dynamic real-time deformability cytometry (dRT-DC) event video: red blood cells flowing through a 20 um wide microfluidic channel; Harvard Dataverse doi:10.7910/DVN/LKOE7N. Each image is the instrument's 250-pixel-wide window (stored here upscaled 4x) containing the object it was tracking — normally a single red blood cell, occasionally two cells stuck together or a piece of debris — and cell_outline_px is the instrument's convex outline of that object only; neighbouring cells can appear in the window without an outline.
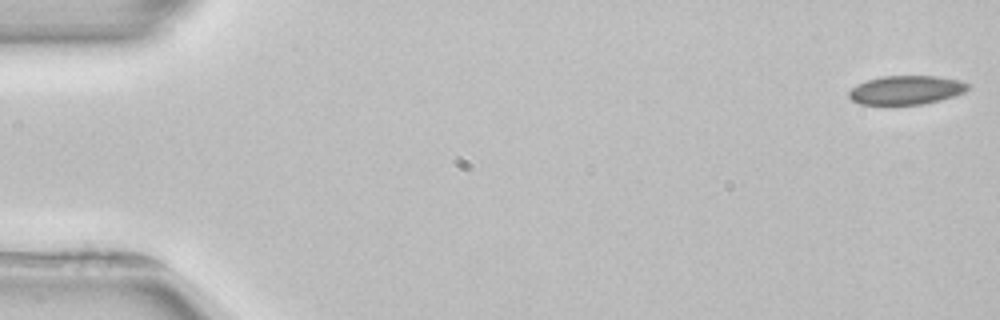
{"species": "common noctule bat (a hibernating species)", "species_latin": "Nyctalus noctula", "temperature_condition": "room temperature", "stored_images_in_passage": 4, "camera_frame_rate_fps": 3000, "um_per_image_px": 0.085, "animal": {"sex": "female", "body_mass_g": 22.7, "forearm_length_mm": 54.2}, "frame": {"image": 1, "passage_image": 1, "time_ms": 0.0, "image_size_px": [1000, 320], "cell_outline_px": [[968, 88], [964, 92], [940, 100], [924, 104], [860, 104], [852, 100], [848, 96], [848, 92], [856, 84], [868, 80], [884, 76], [936, 76], [956, 80], [968, 84]], "centroid_in_image_um": [76.98, 7.65], "position_along_channel_um": 8.0, "area_um2": 19.71}}
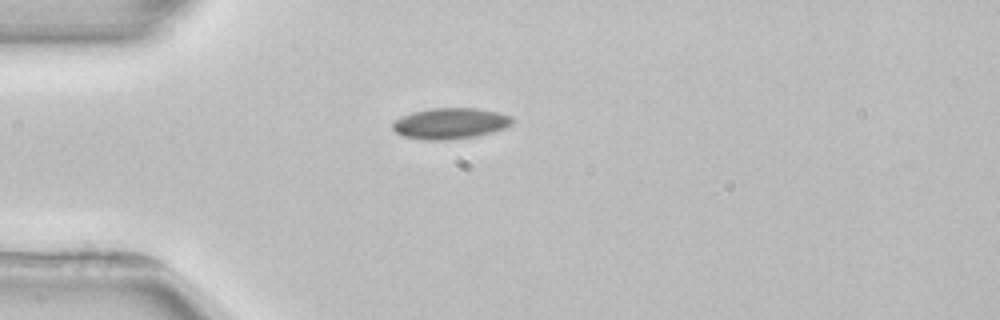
{"frame": {"image": 2, "passage_image": 4, "time_ms": 4.333, "image_size_px": [1000, 320], "cell_outline_px": [[516, 120], [512, 124], [504, 128], [492, 132], [472, 136], [444, 140], [428, 140], [404, 136], [396, 132], [392, 128], [392, 120], [412, 112], [432, 108], [476, 108], [500, 112], [512, 116]], "centroid_in_image_um": [38.29, 10.47], "position_along_channel_um": 46.7, "area_um2": 21.62}}